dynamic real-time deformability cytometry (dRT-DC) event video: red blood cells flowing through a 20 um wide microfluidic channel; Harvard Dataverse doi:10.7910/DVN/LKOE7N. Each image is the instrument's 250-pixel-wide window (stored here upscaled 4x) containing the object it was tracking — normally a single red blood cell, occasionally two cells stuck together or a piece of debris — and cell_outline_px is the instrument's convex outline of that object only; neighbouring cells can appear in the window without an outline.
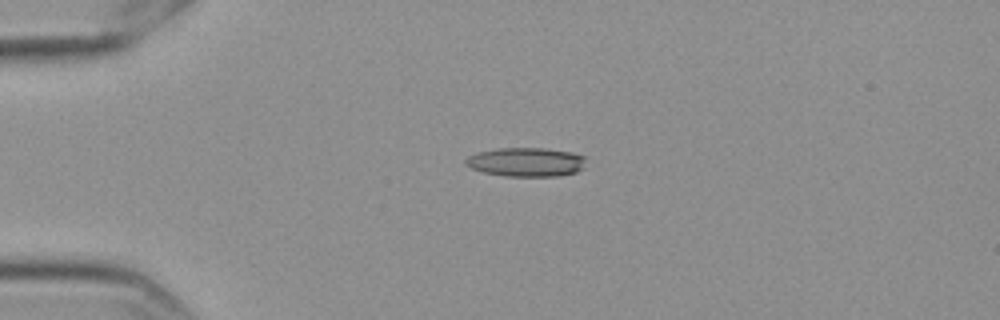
{"species": "Egyptian fruit bat (a non-hibernating species)", "species_latin": "Rousettus aegyptiacus", "temperature_condition": "cold", "stored_images_in_passage": 44, "camera_frame_rate_fps": 3000, "um_per_image_px": 0.085, "frame": {"image": 1, "passage_image": 1, "time_ms": 0.0, "image_size_px": [1000, 320], "cell_outline_px": [[584, 168], [576, 172], [560, 176], [504, 176], [484, 172], [472, 168], [464, 164], [464, 160], [468, 156], [480, 152], [496, 148], [544, 148], [572, 152], [584, 156]], "centroid_in_image_um": [44.72, 13.77], "position_along_channel_um": 40.3, "area_um2": 20.35}}
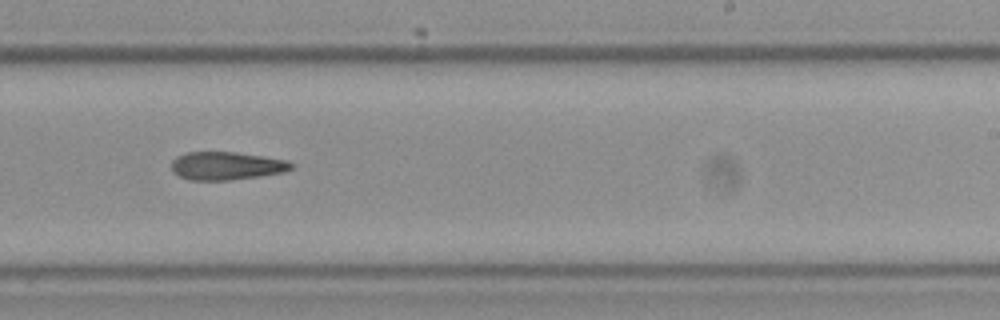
{"frame": {"image": 2, "passage_image": 23, "time_ms": 7.333, "image_size_px": [1000, 320], "cell_outline_px": [[292, 168], [284, 172], [260, 176], [228, 180], [188, 180], [172, 172], [172, 160], [176, 156], [184, 152], [236, 152], [288, 160], [292, 164]], "centroid_in_image_um": [19.21, 14.09], "position_along_channel_um": 269.8, "area_um2": 19.65}}
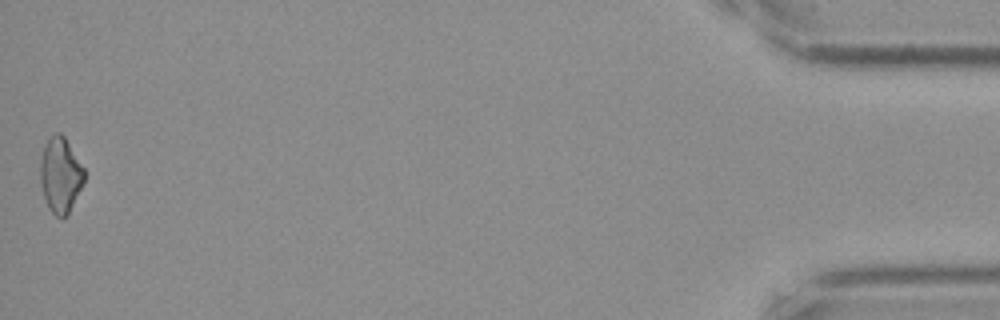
{"frame": {"image": 3, "passage_image": 44, "time_ms": 14.333, "image_size_px": [1000, 320], "cell_outline_px": [[84, 180], [68, 216], [56, 216], [48, 208], [40, 184], [40, 160], [44, 148], [48, 140], [56, 132], [60, 132], [64, 136], [84, 168]], "centroid_in_image_um": [5.13, 14.89], "position_along_channel_um": 430.1, "area_um2": 19.07}}